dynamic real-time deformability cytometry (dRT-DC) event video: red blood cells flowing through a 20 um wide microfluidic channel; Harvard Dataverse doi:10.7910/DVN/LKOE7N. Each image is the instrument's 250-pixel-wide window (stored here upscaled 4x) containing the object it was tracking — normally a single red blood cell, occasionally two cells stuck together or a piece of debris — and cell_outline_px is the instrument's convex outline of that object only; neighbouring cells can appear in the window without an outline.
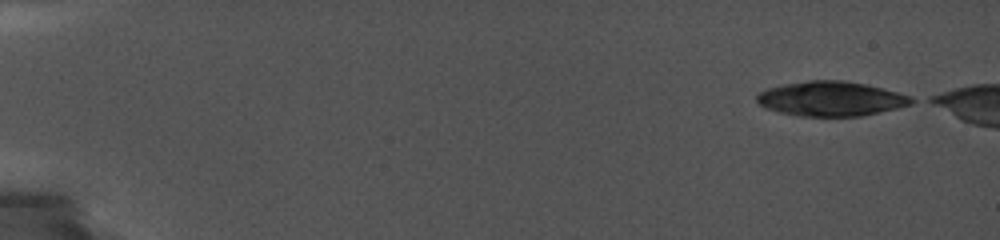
{"species": "common noctule bat (a hibernating species)", "species_latin": "Nyctalus noctula", "temperature_condition": "cold", "stored_images_in_passage": 19, "camera_frame_rate_fps": 5000, "um_per_image_px": 0.085, "animal": {"sex": "female", "body_mass_g": 19.0, "forearm_length_mm": 56.7}, "frame": {"image": 1, "passage_image": 1, "time_ms": 0.0, "image_size_px": [1000, 240], "cell_outline_px": [[916, 100], [912, 104], [896, 108], [860, 116], [804, 116], [780, 112], [768, 108], [760, 104], [756, 100], [756, 96], [760, 92], [768, 88], [784, 84], [808, 80], [840, 80], [864, 84], [896, 92], [908, 96]], "centroid_in_image_um": [70.62, 8.39], "position_along_channel_um": 14.4, "area_um2": 30.69}}